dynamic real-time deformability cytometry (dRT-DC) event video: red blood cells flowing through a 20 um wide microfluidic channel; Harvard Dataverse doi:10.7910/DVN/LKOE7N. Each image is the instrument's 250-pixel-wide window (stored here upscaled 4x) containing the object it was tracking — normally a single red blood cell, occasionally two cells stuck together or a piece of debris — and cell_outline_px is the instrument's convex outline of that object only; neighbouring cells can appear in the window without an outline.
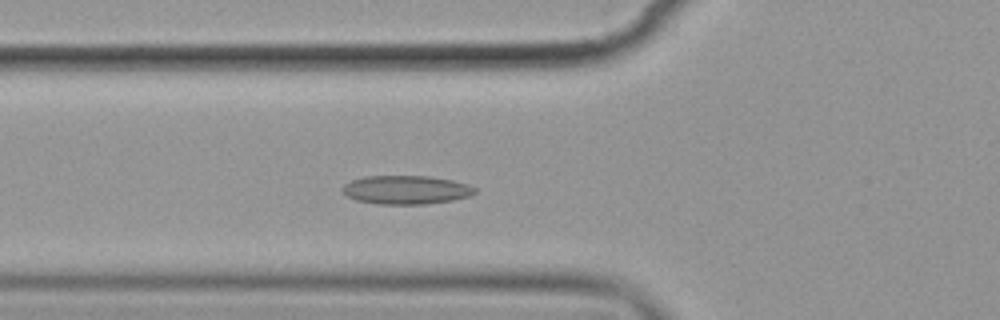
{"species": "common noctule bat (a hibernating species)", "species_latin": "Nyctalus noctula", "temperature_condition": "cold", "stored_images_in_passage": 5, "camera_frame_rate_fps": 3000, "um_per_image_px": 0.085, "animal": {"sex": "female", "body_mass_g": 19.9}, "frame": {"image": 1, "passage_image": 5, "time_ms": 4.667, "image_size_px": [1000, 320], "cell_outline_px": [[476, 192], [468, 196], [452, 200], [424, 204], [376, 204], [356, 200], [348, 196], [344, 192], [344, 184], [352, 180], [364, 176], [428, 176], [452, 180], [468, 184], [476, 188]], "centroid_in_image_um": [34.52, 16.13], "position_along_channel_um": 91.3, "area_um2": 21.96}}